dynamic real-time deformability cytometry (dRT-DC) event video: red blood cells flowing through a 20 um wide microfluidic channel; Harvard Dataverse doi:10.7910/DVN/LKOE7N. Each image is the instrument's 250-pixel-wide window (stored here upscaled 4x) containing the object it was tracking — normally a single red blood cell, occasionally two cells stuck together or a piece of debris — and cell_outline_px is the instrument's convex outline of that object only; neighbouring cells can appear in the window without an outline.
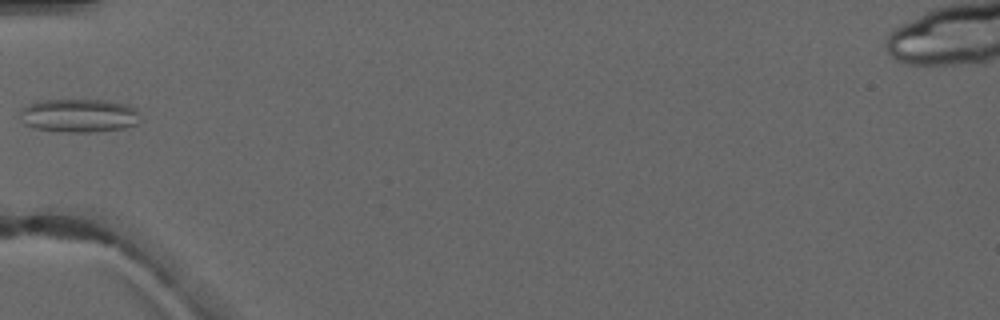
{"species": "common noctule bat (a hibernating species)", "species_latin": "Nyctalus noctula", "temperature_condition": "warm", "stored_images_in_passage": 2, "camera_frame_rate_fps": 3000, "um_per_image_px": 0.085, "animal": {"sex": "male", "forearm_length_mm": 52.5}, "frame": {"image": 1, "passage_image": 2, "time_ms": 1.0, "image_size_px": [1000, 320], "cell_outline_px": [[136, 124], [124, 128], [88, 132], [68, 132], [36, 128], [24, 124], [20, 120], [20, 108], [28, 104], [40, 100], [108, 100], [128, 104], [136, 108]], "centroid_in_image_um": [6.65, 9.8], "position_along_channel_um": 78.3, "area_um2": 23.35}}